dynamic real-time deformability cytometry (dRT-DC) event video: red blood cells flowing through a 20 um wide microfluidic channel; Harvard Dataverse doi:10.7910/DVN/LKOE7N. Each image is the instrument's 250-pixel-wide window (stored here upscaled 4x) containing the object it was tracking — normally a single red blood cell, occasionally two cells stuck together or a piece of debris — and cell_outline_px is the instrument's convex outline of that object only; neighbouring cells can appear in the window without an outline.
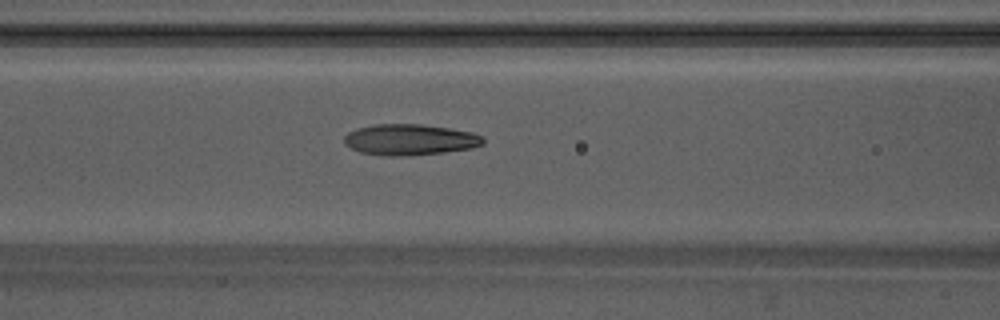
{"species": "Egyptian fruit bat (a non-hibernating species)", "species_latin": "Rousettus aegyptiacus", "temperature_condition": "warm", "stored_images_in_passage": 28, "camera_frame_rate_fps": 3000, "um_per_image_px": 0.085, "animal": {"sex": "male"}, "frame": {"image": 1, "passage_image": 10, "time_ms": 3.0, "image_size_px": [1000, 320], "cell_outline_px": [[484, 144], [472, 148], [444, 152], [408, 156], [384, 156], [360, 152], [344, 144], [344, 136], [348, 132], [356, 128], [376, 124], [420, 124], [448, 128], [472, 132], [484, 136]], "centroid_in_image_um": [34.84, 11.87], "position_along_channel_um": 131.8, "area_um2": 25.26}}
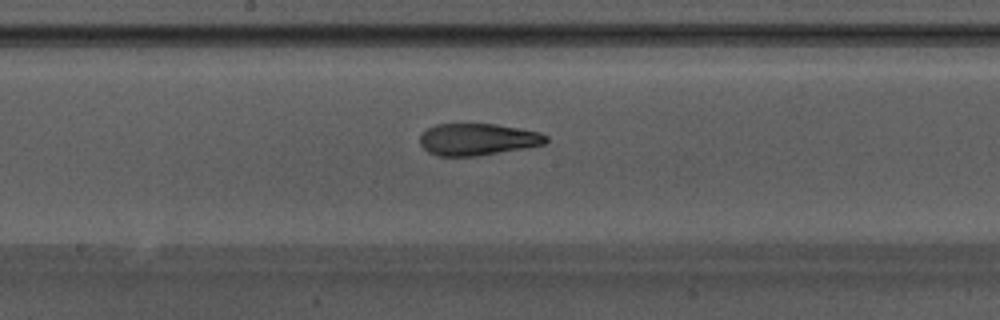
{"frame": {"image": 2, "passage_image": 16, "time_ms": 5.0, "image_size_px": [1000, 320], "cell_outline_px": [[548, 140], [544, 144], [528, 148], [476, 156], [440, 156], [428, 152], [420, 144], [420, 136], [428, 128], [436, 124], [496, 124], [540, 132], [548, 136]], "centroid_in_image_um": [40.63, 11.85], "position_along_channel_um": 207.6, "area_um2": 23.47}}
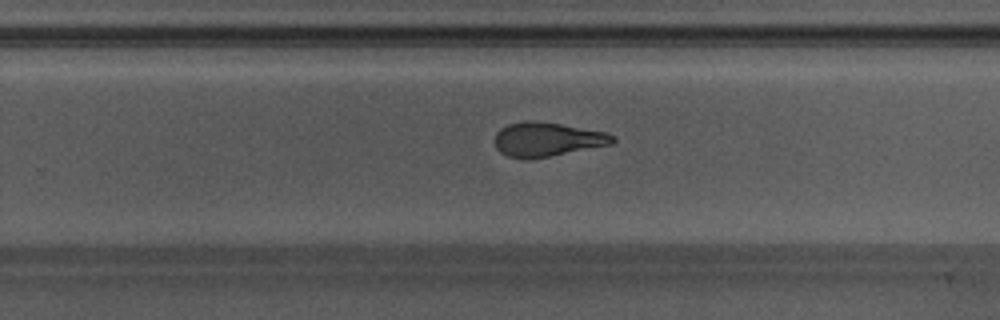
{"frame": {"image": 3, "passage_image": 22, "time_ms": 7.0, "image_size_px": [1000, 320], "cell_outline_px": [[616, 140], [612, 144], [528, 160], [524, 160], [508, 156], [500, 152], [496, 148], [496, 132], [500, 128], [508, 124], [524, 120], [532, 120], [560, 124], [604, 132], [612, 136]], "centroid_in_image_um": [46.45, 11.85], "position_along_channel_um": 283.4, "area_um2": 23.29}}